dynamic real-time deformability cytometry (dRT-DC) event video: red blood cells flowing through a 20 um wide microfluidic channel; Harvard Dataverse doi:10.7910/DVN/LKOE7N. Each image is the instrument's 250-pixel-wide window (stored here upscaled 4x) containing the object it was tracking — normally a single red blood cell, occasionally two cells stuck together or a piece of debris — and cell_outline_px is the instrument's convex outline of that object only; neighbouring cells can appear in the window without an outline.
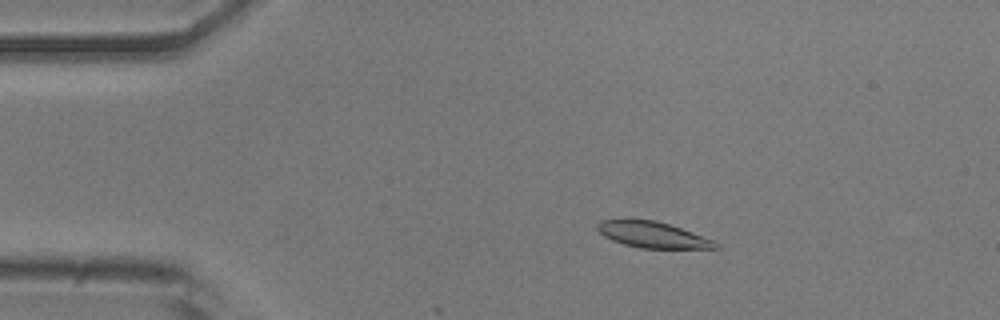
{"species": "common noctule bat (a hibernating species)", "species_latin": "Nyctalus noctula", "temperature_condition": "room temperature", "stored_images_in_passage": 13, "camera_frame_rate_fps": 3000, "um_per_image_px": 0.085, "animal": {"sex": "male", "body_mass_g": 20.5, "forearm_length_mm": 52.5}, "frame": {"image": 1, "passage_image": 8, "time_ms": 2.333, "image_size_px": [1000, 320], "cell_outline_px": [[720, 248], [640, 248], [624, 244], [612, 240], [604, 236], [596, 228], [596, 224], [600, 220], [656, 220], [716, 240], [720, 244]], "centroid_in_image_um": [55.51, 19.96], "position_along_channel_um": 29.5, "area_um2": 17.8}}